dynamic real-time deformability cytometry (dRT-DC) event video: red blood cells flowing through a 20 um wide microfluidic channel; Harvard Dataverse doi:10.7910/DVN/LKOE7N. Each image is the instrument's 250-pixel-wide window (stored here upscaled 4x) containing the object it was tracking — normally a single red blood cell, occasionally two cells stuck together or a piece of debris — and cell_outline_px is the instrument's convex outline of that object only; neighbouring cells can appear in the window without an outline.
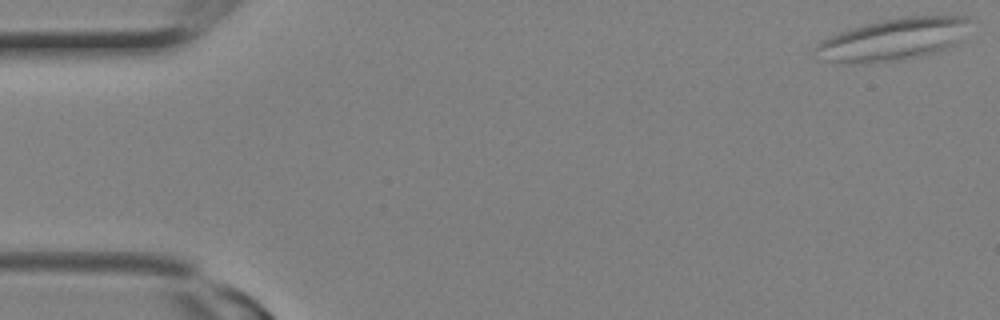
{"species": "Egyptian fruit bat (a non-hibernating species)", "species_latin": "Rousettus aegyptiacus", "temperature_condition": "room temperature", "stored_images_in_passage": 8, "camera_frame_rate_fps": 3000, "um_per_image_px": 0.085, "animal": {"sex": "female"}, "frame": {"image": 1, "passage_image": 1, "time_ms": 0.0, "image_size_px": [1000, 320], "cell_outline_px": [[968, 20], [956, 44], [920, 56], [904, 60], [868, 64], [864, 64], [816, 60], [812, 52], [816, 44], [828, 36], [864, 24], [904, 16], [964, 16]], "centroid_in_image_um": [75.76, 3.38], "position_along_channel_um": 9.2, "area_um2": 37.69}}